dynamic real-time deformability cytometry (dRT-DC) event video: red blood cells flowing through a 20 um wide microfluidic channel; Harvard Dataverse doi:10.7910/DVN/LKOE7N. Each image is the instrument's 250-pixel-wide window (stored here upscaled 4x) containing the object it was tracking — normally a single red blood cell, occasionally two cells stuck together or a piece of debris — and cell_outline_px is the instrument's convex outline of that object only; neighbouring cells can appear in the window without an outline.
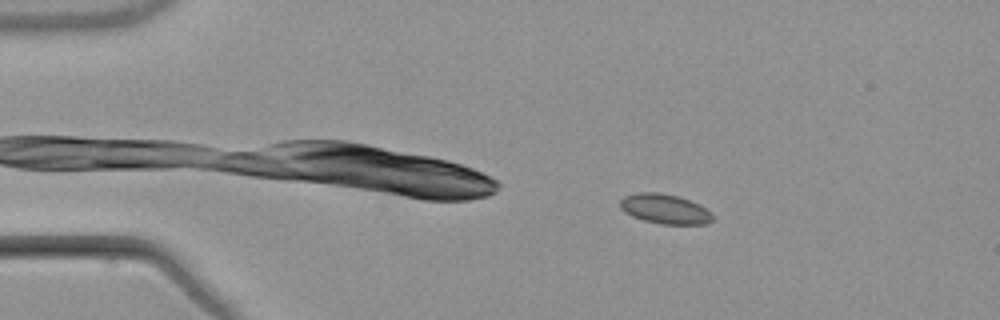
{"species": "common noctule bat (a hibernating species)", "species_latin": "Nyctalus noctula", "temperature_condition": "warm", "stored_images_in_passage": 4, "camera_frame_rate_fps": 3000, "um_per_image_px": 0.085, "animal": {"sex": "male", "body_mass_g": 21.5, "forearm_length_mm": 52.0}, "frame": {"image": 1, "passage_image": 2, "time_ms": 1.333, "image_size_px": [1000, 320], "cell_outline_px": [[712, 220], [704, 224], [660, 224], [644, 220], [632, 216], [624, 212], [620, 208], [620, 200], [624, 196], [640, 192], [660, 192], [680, 196], [700, 204], [712, 212]], "centroid_in_image_um": [56.51, 17.75], "position_along_channel_um": 28.5, "area_um2": 16.18}}